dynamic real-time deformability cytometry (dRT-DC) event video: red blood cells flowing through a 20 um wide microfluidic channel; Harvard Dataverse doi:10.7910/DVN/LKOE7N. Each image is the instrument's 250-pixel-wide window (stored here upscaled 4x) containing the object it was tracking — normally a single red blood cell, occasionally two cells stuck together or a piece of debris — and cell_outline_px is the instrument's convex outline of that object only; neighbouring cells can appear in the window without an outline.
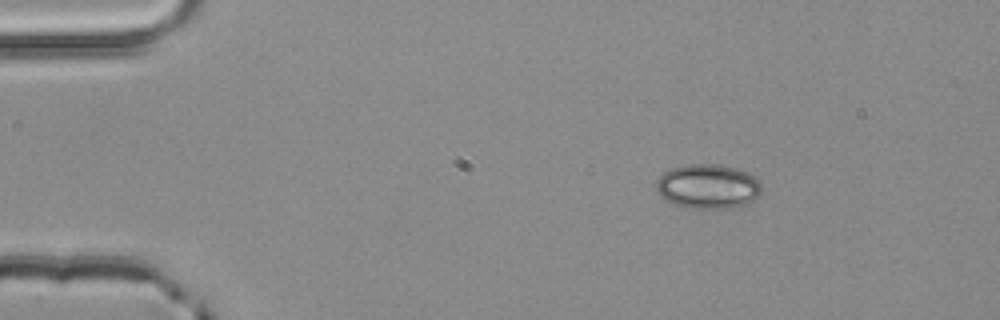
{"species": "common noctule bat (a hibernating species)", "species_latin": "Nyctalus noctula", "temperature_condition": "room temperature", "stored_images_in_passage": 2, "camera_frame_rate_fps": 3000, "um_per_image_px": 0.085, "animal": {"sex": "male", "body_mass_g": 20.4}, "frame": {"image": 1, "passage_image": 1, "time_ms": 0.0, "image_size_px": [1000, 320], "cell_outline_px": [[760, 196], [748, 204], [736, 208], [684, 208], [672, 204], [664, 200], [656, 192], [656, 180], [664, 172], [672, 168], [688, 164], [720, 164], [736, 168], [748, 172], [760, 180]], "centroid_in_image_um": [60.17, 15.86], "position_along_channel_um": 24.8, "area_um2": 27.92}}